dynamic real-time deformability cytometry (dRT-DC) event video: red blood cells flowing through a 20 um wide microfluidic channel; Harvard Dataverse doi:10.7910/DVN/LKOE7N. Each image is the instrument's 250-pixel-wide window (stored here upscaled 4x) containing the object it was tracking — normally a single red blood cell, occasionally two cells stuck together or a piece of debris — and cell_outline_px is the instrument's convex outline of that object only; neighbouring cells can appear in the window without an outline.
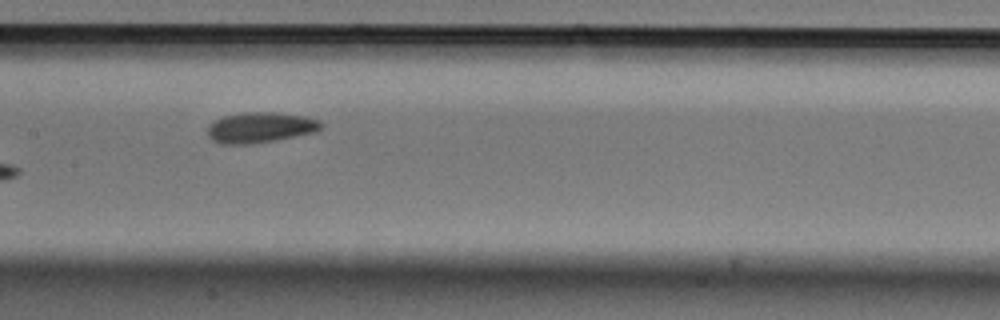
{"species": "Egyptian fruit bat (a non-hibernating species)", "species_latin": "Rousettus aegyptiacus", "temperature_condition": "cold", "stored_images_in_passage": 10, "camera_frame_rate_fps": 3000, "um_per_image_px": 0.085, "animal": {"sex": "male"}, "frame": {"image": 1, "passage_image": 7, "time_ms": 2.0, "image_size_px": [1000, 320], "cell_outline_px": [[324, 124], [316, 132], [276, 140], [252, 144], [220, 144], [212, 140], [208, 136], [208, 124], [224, 116], [244, 112], [276, 112], [304, 116], [320, 120]], "centroid_in_image_um": [22.13, 10.84], "position_along_channel_um": 185.3, "area_um2": 20.35}}
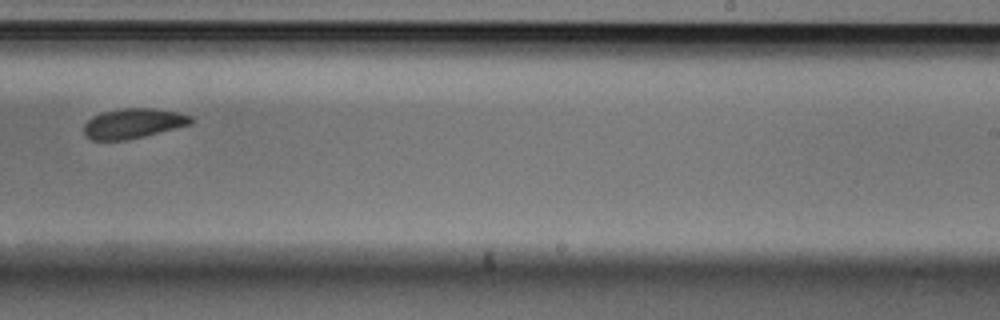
{"frame": {"image": 2, "passage_image": 9, "time_ms": 2.667, "image_size_px": [1000, 320], "cell_outline_px": [[196, 120], [192, 124], [128, 140], [92, 140], [84, 136], [84, 124], [92, 116], [100, 112], [120, 108], [152, 108], [180, 112], [192, 116]], "centroid_in_image_um": [11.34, 10.48], "position_along_channel_um": 277.7, "area_um2": 19.02}}
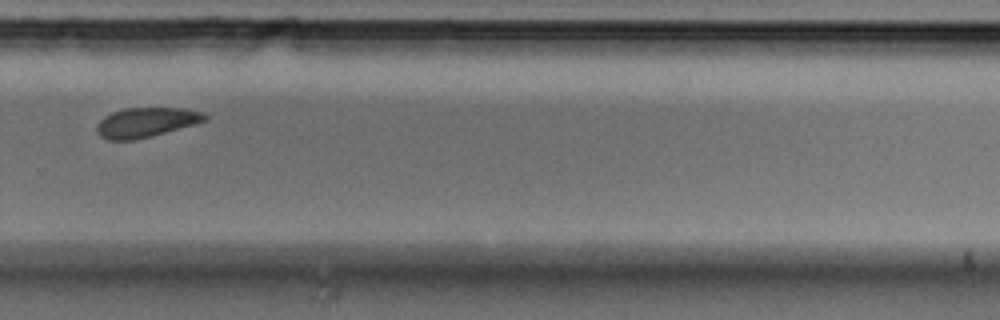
{"frame": {"image": 3, "passage_image": 10, "time_ms": 3.0, "image_size_px": [1000, 320], "cell_outline_px": [[208, 120], [196, 124], [152, 136], [132, 140], [108, 140], [100, 136], [96, 128], [100, 120], [104, 116], [112, 112], [124, 108], [184, 108], [200, 112], [208, 116]], "centroid_in_image_um": [12.42, 10.4], "position_along_channel_um": 317.4, "area_um2": 18.67}}